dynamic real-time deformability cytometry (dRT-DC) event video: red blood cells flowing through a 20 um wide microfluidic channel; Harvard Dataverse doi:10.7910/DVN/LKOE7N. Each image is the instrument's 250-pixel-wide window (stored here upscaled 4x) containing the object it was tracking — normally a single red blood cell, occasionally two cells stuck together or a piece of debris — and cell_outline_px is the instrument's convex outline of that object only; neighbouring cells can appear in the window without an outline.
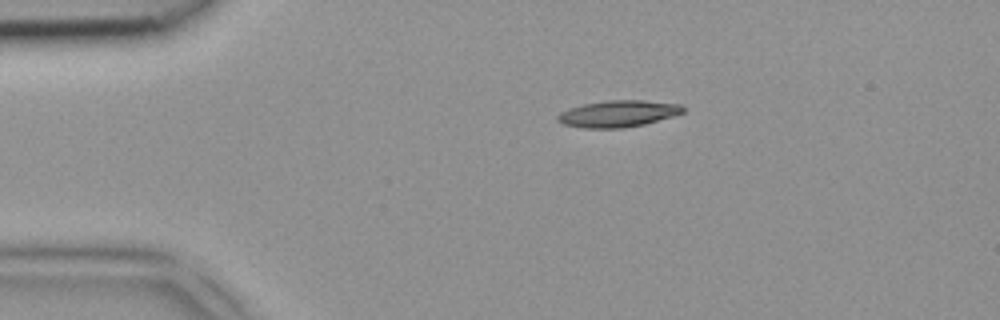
{"species": "common noctule bat (a hibernating species)", "species_latin": "Nyctalus noctula", "temperature_condition": "room temperature", "stored_images_in_passage": 3, "camera_frame_rate_fps": 3000, "um_per_image_px": 0.085, "animal": {"sex": "female", "body_mass_g": 18.4}, "frame": {"image": 1, "passage_image": 2, "time_ms": 0.333, "image_size_px": [1000, 320], "cell_outline_px": [[684, 112], [672, 116], [644, 124], [624, 128], [584, 128], [564, 124], [556, 120], [556, 116], [560, 112], [568, 108], [584, 104], [608, 100], [644, 100], [680, 104], [684, 108]], "centroid_in_image_um": [52.51, 9.66], "position_along_channel_um": 32.5, "area_um2": 19.42}}